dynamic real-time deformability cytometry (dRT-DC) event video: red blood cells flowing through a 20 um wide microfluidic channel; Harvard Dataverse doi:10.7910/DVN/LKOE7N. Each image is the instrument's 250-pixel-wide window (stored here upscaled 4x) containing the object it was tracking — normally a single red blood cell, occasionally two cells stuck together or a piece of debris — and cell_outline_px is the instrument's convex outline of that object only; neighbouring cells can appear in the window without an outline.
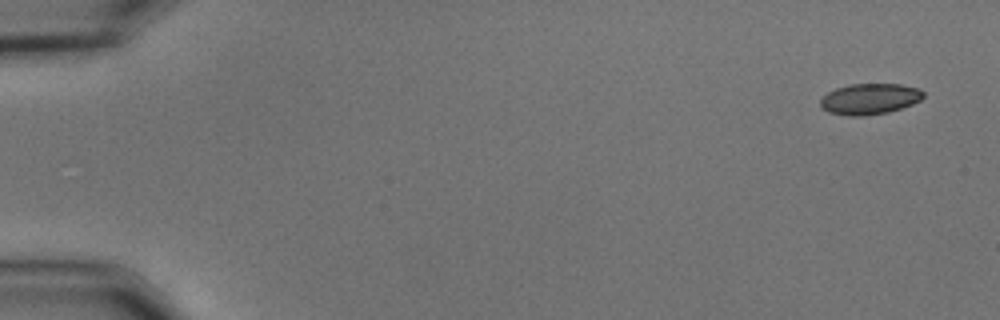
{"species": "common noctule bat (a hibernating species)", "species_latin": "Nyctalus noctula", "temperature_condition": "cold", "stored_images_in_passage": 54, "camera_frame_rate_fps": 3000, "um_per_image_px": 0.085, "animal": {"sex": "male", "body_mass_g": 15.6}, "frame": {"image": 1, "passage_image": 1, "time_ms": 0.0, "image_size_px": [1000, 320], "cell_outline_px": [[924, 96], [920, 100], [912, 104], [888, 112], [860, 116], [848, 116], [828, 112], [820, 108], [820, 100], [828, 92], [836, 88], [852, 84], [900, 84], [920, 88], [924, 92]], "centroid_in_image_um": [73.92, 8.41], "position_along_channel_um": 11.1, "area_um2": 18.55}}
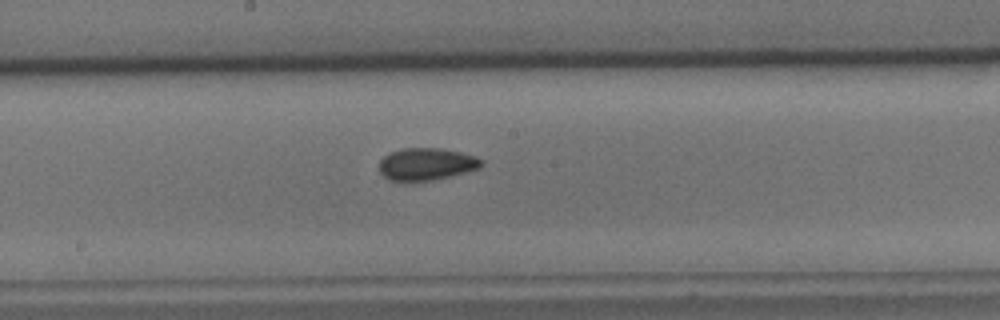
{"frame": {"image": 2, "passage_image": 29, "time_ms": 9.333, "image_size_px": [1000, 320], "cell_outline_px": [[484, 164], [480, 168], [432, 180], [388, 180], [380, 172], [380, 160], [388, 152], [404, 148], [440, 148], [460, 152], [476, 156], [484, 160]], "centroid_in_image_um": [36.26, 13.92], "position_along_channel_um": 211.9, "area_um2": 19.07}}
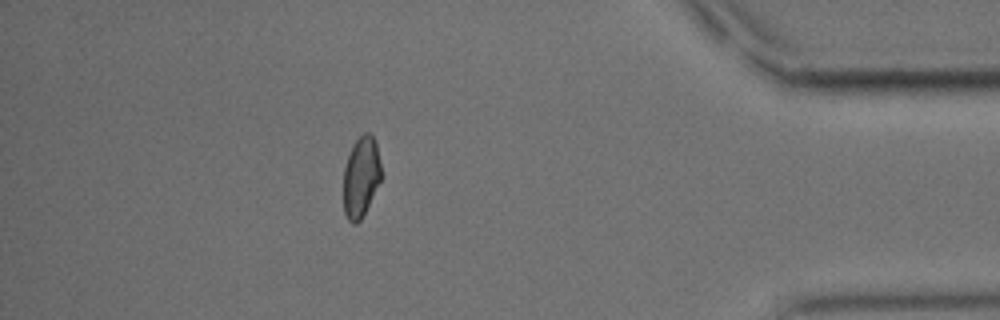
{"frame": {"image": 3, "passage_image": 48, "time_ms": 15.667, "image_size_px": [1000, 320], "cell_outline_px": [[380, 180], [360, 220], [356, 224], [352, 224], [348, 220], [344, 212], [344, 168], [352, 144], [364, 132], [368, 132], [376, 140], [380, 164]], "centroid_in_image_um": [30.67, 15.01], "position_along_channel_um": 404.5, "area_um2": 17.4}, "authors_computed_cell_mechanics": {"area_um2": 18.7561, "velocity_mm_per_s": 3.6374, "shape_relaxation_time_tau1_ms": 4.4215, "shape_relaxation_time_tau2_ms": 2.2472, "deformation_change_tau1": 0.0926, "deformation_change_tau2": 0.0697}}